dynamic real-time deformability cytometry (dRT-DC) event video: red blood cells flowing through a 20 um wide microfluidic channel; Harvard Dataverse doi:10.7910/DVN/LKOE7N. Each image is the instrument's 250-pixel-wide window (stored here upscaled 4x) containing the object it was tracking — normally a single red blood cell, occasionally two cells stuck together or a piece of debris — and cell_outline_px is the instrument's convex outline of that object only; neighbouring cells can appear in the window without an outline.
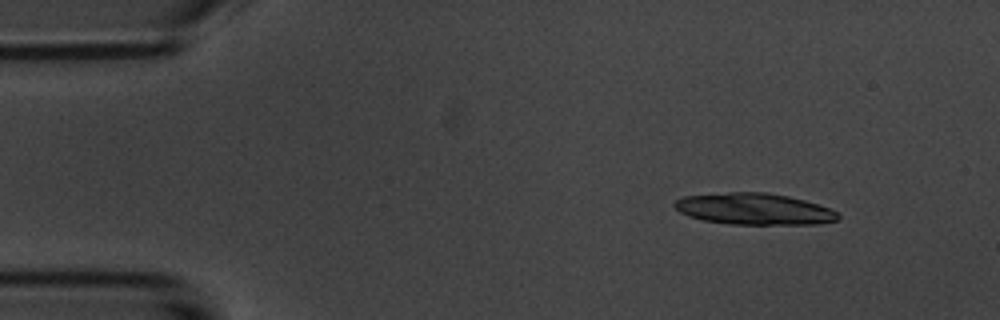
{"species": "common noctule bat (a hibernating species)", "species_latin": "Nyctalus noctula", "temperature_condition": "room temperature", "stored_images_in_passage": 3, "camera_frame_rate_fps": 3000, "um_per_image_px": 0.085, "animal": {"sex": "male", "body_mass_g": 20.1, "forearm_length_mm": 53.5}, "frame": {"image": 1, "passage_image": 1, "time_ms": 0.0, "image_size_px": [1000, 320], "cell_outline_px": [[840, 216], [836, 220], [820, 224], [732, 224], [704, 220], [688, 216], [680, 212], [672, 204], [676, 200], [684, 196], [728, 192], [764, 192], [788, 196], [804, 200], [828, 208], [836, 212]], "centroid_in_image_um": [64.07, 17.76], "position_along_channel_um": 20.9, "area_um2": 29.77}}